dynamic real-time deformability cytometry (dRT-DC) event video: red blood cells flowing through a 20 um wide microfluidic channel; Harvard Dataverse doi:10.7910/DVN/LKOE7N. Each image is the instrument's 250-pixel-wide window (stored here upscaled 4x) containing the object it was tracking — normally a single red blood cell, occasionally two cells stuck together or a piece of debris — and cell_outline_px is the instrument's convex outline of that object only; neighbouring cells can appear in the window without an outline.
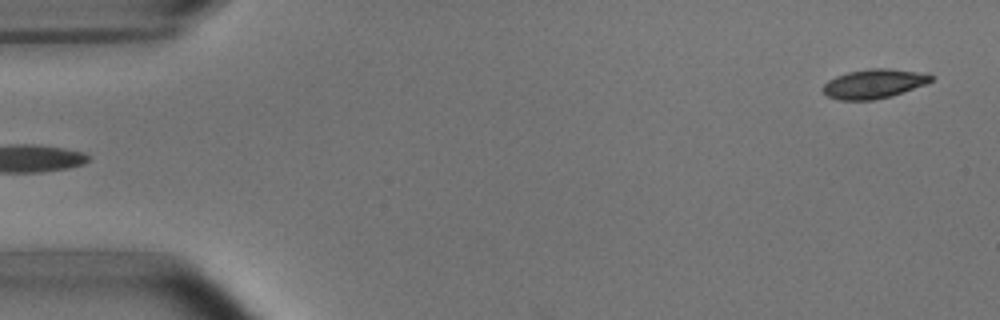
{"species": "common noctule bat (a hibernating species)", "species_latin": "Nyctalus noctula", "temperature_condition": "room temperature", "stored_images_in_passage": 5, "camera_frame_rate_fps": 3000, "um_per_image_px": 0.085, "animal": {"sex": "male", "body_mass_g": 15.6}, "frame": {"image": 1, "passage_image": 5, "time_ms": 5.0, "image_size_px": [1000, 320], "cell_outline_px": [[932, 80], [924, 84], [892, 96], [872, 100], [840, 100], [828, 96], [820, 88], [828, 80], [836, 76], [848, 72], [868, 68], [888, 68], [928, 72], [932, 76]], "centroid_in_image_um": [74.28, 7.1], "position_along_channel_um": 10.7, "area_um2": 18.55}}